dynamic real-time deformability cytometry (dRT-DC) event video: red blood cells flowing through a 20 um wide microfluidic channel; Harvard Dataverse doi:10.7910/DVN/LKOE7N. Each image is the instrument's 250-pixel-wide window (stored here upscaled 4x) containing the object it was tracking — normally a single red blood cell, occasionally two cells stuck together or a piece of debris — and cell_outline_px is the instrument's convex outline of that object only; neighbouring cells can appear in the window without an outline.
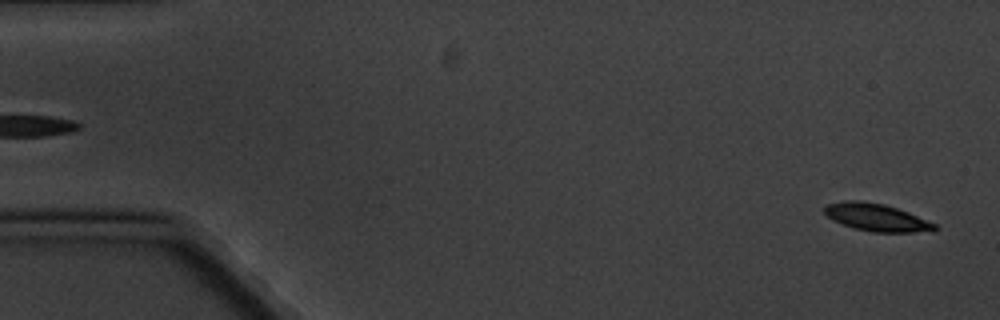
{"species": "common noctule bat (a hibernating species)", "species_latin": "Nyctalus noctula", "temperature_condition": "cold", "stored_images_in_passage": 5, "segment_of_instrument_passage": [2, 2], "camera_frame_rate_fps": 3000, "um_per_image_px": 0.085, "animal": {"sex": "male", "body_mass_g": 20.1, "forearm_length_mm": 53.5}, "frame": {"image": 1, "passage_image": 5, "time_ms": 4.667, "image_size_px": [1000, 320], "cell_outline_px": [[940, 228], [932, 232], [872, 232], [856, 228], [832, 220], [824, 212], [824, 208], [828, 204], [844, 200], [860, 200], [884, 204], [908, 212], [936, 224]], "centroid_in_image_um": [74.54, 18.48], "position_along_channel_um": 10.5, "area_um2": 17.63}}